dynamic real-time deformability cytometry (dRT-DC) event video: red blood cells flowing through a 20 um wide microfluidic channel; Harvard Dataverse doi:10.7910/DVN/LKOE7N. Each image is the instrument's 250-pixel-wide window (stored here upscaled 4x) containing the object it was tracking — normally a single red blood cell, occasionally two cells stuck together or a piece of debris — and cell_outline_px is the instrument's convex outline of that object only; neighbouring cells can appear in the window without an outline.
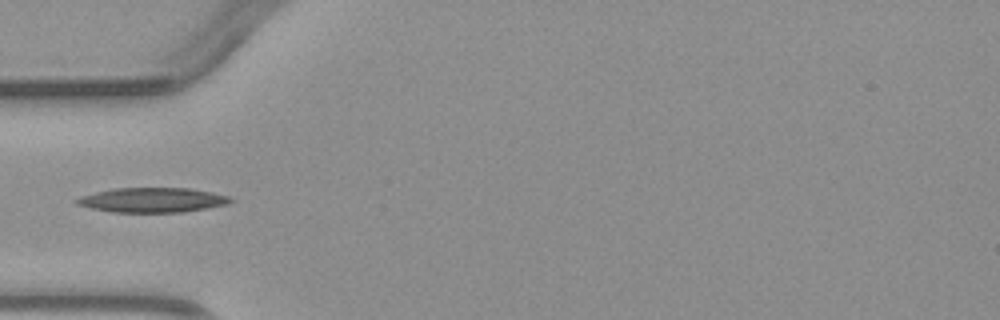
{"species": "common noctule bat (a hibernating species)", "species_latin": "Nyctalus noctula", "temperature_condition": "warm", "stored_images_in_passage": 5, "camera_frame_rate_fps": 3000, "um_per_image_px": 0.085, "animal": {"sex": "male", "body_mass_g": 23.1, "forearm_length_mm": 52.7}, "frame": {"image": 1, "passage_image": 5, "time_ms": 4.667, "image_size_px": [1000, 320], "cell_outline_px": [[236, 200], [228, 204], [184, 212], [112, 212], [92, 208], [76, 204], [72, 200], [80, 196], [112, 188], [192, 188], [212, 192], [228, 196]], "centroid_in_image_um": [12.96, 17.0], "position_along_channel_um": 72.0, "area_um2": 22.25}}